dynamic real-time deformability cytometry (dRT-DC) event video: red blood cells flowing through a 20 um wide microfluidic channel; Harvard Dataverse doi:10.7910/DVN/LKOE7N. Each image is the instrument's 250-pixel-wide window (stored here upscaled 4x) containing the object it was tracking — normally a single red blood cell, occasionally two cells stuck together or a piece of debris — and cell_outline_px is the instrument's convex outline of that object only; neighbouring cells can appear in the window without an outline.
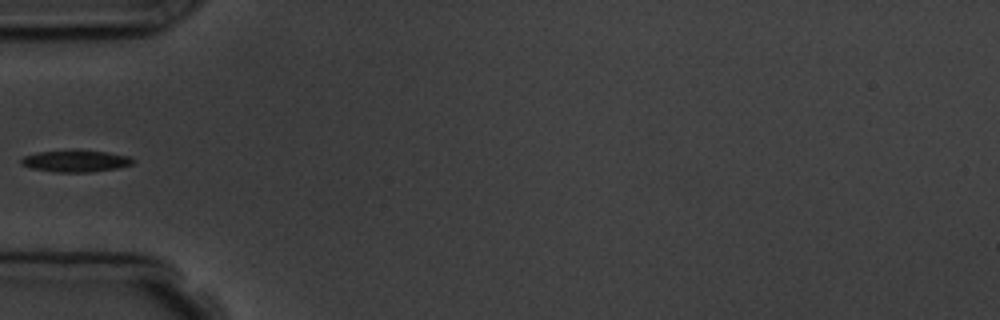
{"species": "common noctule bat (a hibernating species)", "species_latin": "Nyctalus noctula", "temperature_condition": "room temperature", "stored_images_in_passage": 7, "segment_of_instrument_passage": [2, 2], "camera_frame_rate_fps": 3000, "um_per_image_px": 0.085, "animal": {"sex": "male", "body_mass_g": 19.5, "forearm_length_mm": 54.6}, "frame": {"image": 1, "passage_image": 6, "time_ms": 5.667, "image_size_px": [1000, 320], "cell_outline_px": [[136, 160], [132, 164], [116, 168], [92, 172], [56, 172], [32, 168], [20, 164], [20, 160], [24, 156], [36, 152], [72, 148], [80, 148], [108, 152], [128, 156]], "centroid_in_image_um": [6.42, 13.65], "position_along_channel_um": 78.6, "area_um2": 14.74}}